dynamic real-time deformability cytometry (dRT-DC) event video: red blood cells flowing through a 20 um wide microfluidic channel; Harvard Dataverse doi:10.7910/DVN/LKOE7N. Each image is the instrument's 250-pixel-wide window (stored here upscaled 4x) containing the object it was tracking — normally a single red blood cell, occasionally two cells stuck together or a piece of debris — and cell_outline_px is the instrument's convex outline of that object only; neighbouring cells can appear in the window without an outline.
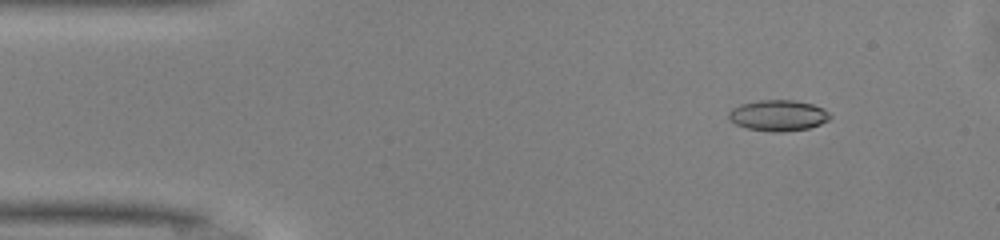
{"species": "common noctule bat (a hibernating species)", "species_latin": "Nyctalus noctula", "temperature_condition": "warm", "stored_images_in_passage": 45, "camera_frame_rate_fps": 3000, "um_per_image_px": 0.085, "animal": {"sex": "male", "body_mass_g": 13.0, "forearm_length_mm": 53.1}, "frame": {"image": 1, "passage_image": 2, "time_ms": 0.333, "image_size_px": [1000, 240], "cell_outline_px": [[832, 116], [828, 120], [820, 124], [808, 128], [784, 132], [772, 132], [748, 128], [736, 124], [728, 116], [728, 112], [732, 108], [740, 104], [760, 100], [792, 100], [812, 104], [824, 108]], "centroid_in_image_um": [66.16, 9.81], "position_along_channel_um": 18.8, "area_um2": 18.21}}
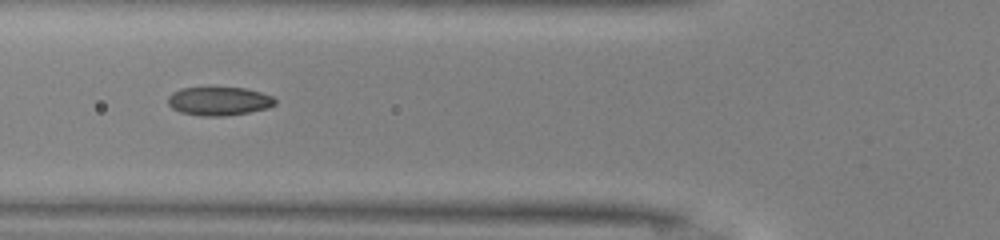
{"frame": {"image": 2, "passage_image": 14, "time_ms": 4.333, "image_size_px": [1000, 240], "cell_outline_px": [[276, 104], [268, 108], [248, 112], [224, 116], [200, 116], [180, 112], [172, 108], [168, 104], [168, 96], [172, 92], [180, 88], [244, 88], [260, 92], [272, 96], [276, 100]], "centroid_in_image_um": [18.6, 8.6], "position_along_channel_um": 107.2, "area_um2": 17.8}}
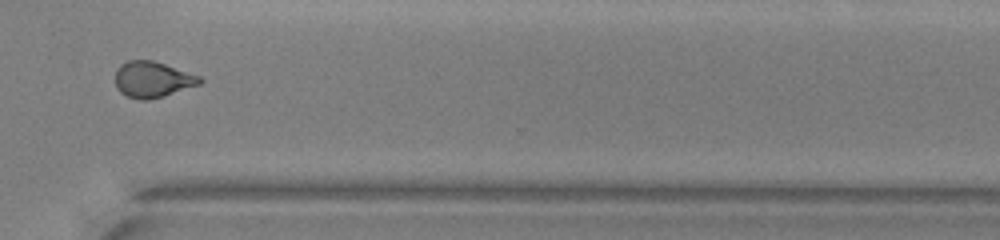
{"frame": {"image": 3, "passage_image": 32, "time_ms": 10.333, "image_size_px": [1000, 240], "cell_outline_px": [[204, 80], [200, 84], [164, 96], [148, 100], [140, 100], [128, 96], [120, 92], [116, 88], [116, 68], [120, 64], [128, 60], [152, 60], [200, 76]], "centroid_in_image_um": [12.95, 6.75], "position_along_channel_um": 357.7, "area_um2": 17.69}, "authors_computed_cell_mechanics": {"area_um2": 17.8602, "velocity_mm_per_s": 4.169, "shape_relaxation_time_tau1_ms": 7.3804, "shape_relaxation_time_tau2_ms": 1.7853, "deformation_change_tau1": 0.2014, "deformation_change_tau2": 0.0667}}